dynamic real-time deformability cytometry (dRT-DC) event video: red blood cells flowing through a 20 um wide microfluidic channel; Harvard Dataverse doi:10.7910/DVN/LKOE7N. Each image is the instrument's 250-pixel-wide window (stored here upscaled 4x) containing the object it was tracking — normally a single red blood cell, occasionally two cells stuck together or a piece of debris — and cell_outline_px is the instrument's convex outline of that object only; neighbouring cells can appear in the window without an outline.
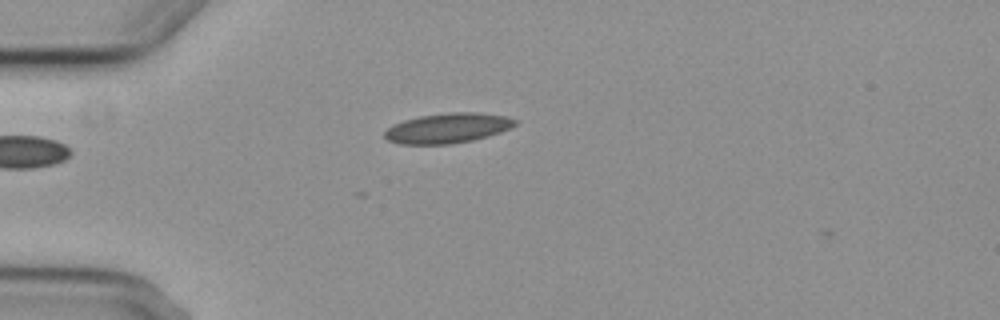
{"species": "common noctule bat (a hibernating species)", "species_latin": "Nyctalus noctula", "temperature_condition": "cold", "stored_images_in_passage": 2, "camera_frame_rate_fps": 3000, "um_per_image_px": 0.085, "animal": {"sex": "female", "body_mass_g": 29.2, "forearm_length_mm": 56.3}, "frame": {"image": 1, "passage_image": 1, "time_ms": 0.0, "image_size_px": [1000, 320], "cell_outline_px": [[516, 124], [500, 132], [488, 136], [472, 140], [448, 144], [400, 144], [388, 140], [384, 136], [384, 132], [392, 124], [404, 120], [420, 116], [448, 112], [480, 112], [504, 116], [516, 120]], "centroid_in_image_um": [38.02, 10.88], "position_along_channel_um": 47.0, "area_um2": 22.66}}